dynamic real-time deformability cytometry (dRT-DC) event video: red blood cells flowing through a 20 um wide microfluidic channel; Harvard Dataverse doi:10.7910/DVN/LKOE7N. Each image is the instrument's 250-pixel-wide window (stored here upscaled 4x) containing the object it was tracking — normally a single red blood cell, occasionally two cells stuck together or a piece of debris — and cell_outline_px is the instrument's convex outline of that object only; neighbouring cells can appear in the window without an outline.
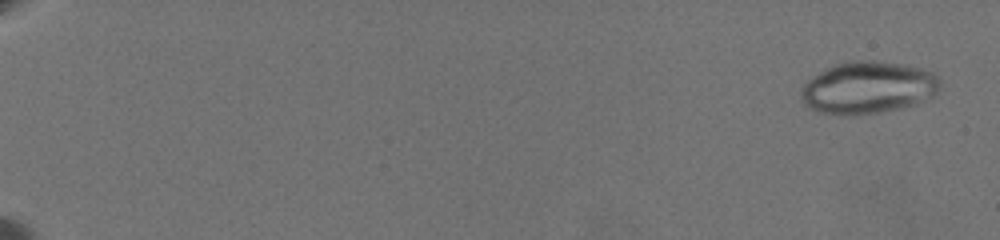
{"species": "common noctule bat (a hibernating species)", "species_latin": "Nyctalus noctula", "temperature_condition": "warm", "stored_images_in_passage": 32, "camera_frame_rate_fps": 3000, "um_per_image_px": 0.085, "animal": {"sex": "female", "body_mass_g": 19.5, "forearm_length_mm": 54.1}, "frame": {"image": 1, "passage_image": 1, "time_ms": 0.0, "image_size_px": [1000, 240], "cell_outline_px": [[940, 88], [928, 100], [900, 108], [880, 112], [856, 116], [836, 116], [804, 108], [800, 92], [800, 88], [812, 76], [836, 64], [848, 60], [876, 60], [904, 64], [920, 68], [932, 72], [940, 76]], "centroid_in_image_um": [73.75, 7.46], "position_along_channel_um": 11.2, "area_um2": 43.12}}
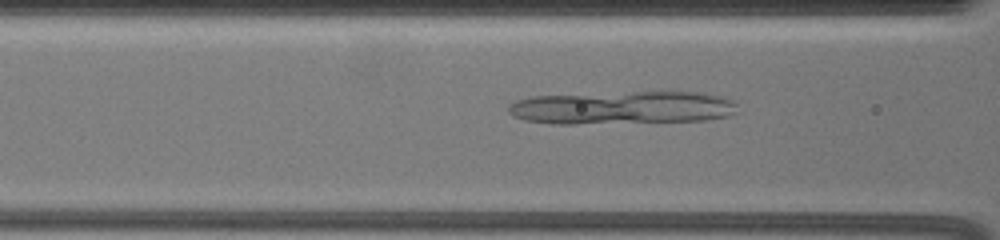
{"frame": {"image": 2, "passage_image": 24, "time_ms": 9.0, "image_size_px": [1000, 240], "cell_outline_px": [[736, 112], [728, 116], [704, 120], [576, 124], [552, 124], [524, 120], [512, 116], [508, 112], [508, 108], [516, 100], [532, 96], [632, 92], [700, 92], [720, 96], [732, 100], [736, 104]], "centroid_in_image_um": [52.87, 9.16], "position_along_channel_um": 113.7, "area_um2": 44.1}}
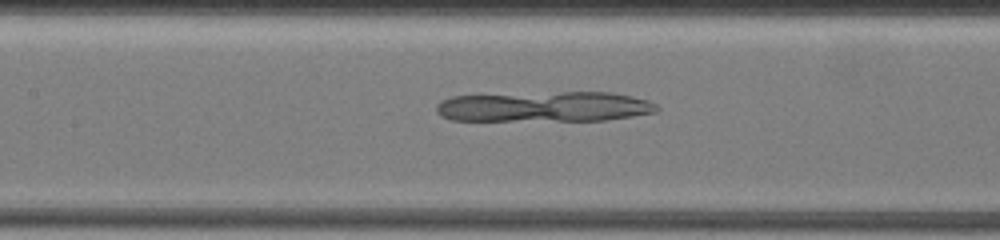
{"frame": {"image": 3, "passage_image": 29, "time_ms": 10.333, "image_size_px": [1000, 240], "cell_outline_px": [[660, 108], [656, 112], [632, 116], [604, 120], [452, 120], [440, 116], [436, 112], [436, 104], [440, 100], [452, 96], [560, 92], [612, 92], [632, 96], [648, 100], [656, 104]], "centroid_in_image_um": [46.28, 9.06], "position_along_channel_um": 161.1, "area_um2": 38.9}}